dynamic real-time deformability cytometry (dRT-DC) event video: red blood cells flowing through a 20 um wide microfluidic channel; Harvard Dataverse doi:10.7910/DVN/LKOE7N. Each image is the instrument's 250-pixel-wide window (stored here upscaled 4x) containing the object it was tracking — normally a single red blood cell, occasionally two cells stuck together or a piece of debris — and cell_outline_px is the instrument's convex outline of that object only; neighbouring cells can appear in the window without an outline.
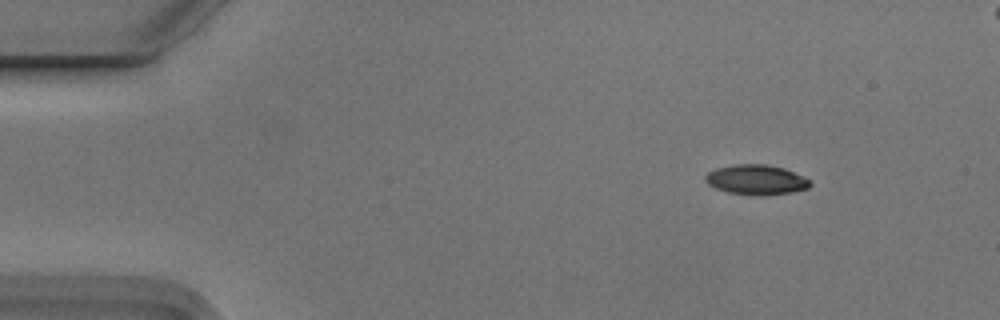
{"species": "Egyptian fruit bat (a non-hibernating species)", "species_latin": "Rousettus aegyptiacus", "temperature_condition": "cold", "stored_images_in_passage": 4, "camera_frame_rate_fps": 3000, "um_per_image_px": 0.085, "animal": {"sex": "male"}, "frame": {"image": 1, "passage_image": 1, "time_ms": 0.0, "image_size_px": [1000, 320], "cell_outline_px": [[812, 184], [808, 188], [792, 192], [728, 192], [716, 188], [708, 184], [704, 180], [704, 176], [708, 172], [716, 168], [736, 164], [764, 164], [784, 168], [812, 180]], "centroid_in_image_um": [64.27, 15.21], "position_along_channel_um": 20.7, "area_um2": 17.4}}